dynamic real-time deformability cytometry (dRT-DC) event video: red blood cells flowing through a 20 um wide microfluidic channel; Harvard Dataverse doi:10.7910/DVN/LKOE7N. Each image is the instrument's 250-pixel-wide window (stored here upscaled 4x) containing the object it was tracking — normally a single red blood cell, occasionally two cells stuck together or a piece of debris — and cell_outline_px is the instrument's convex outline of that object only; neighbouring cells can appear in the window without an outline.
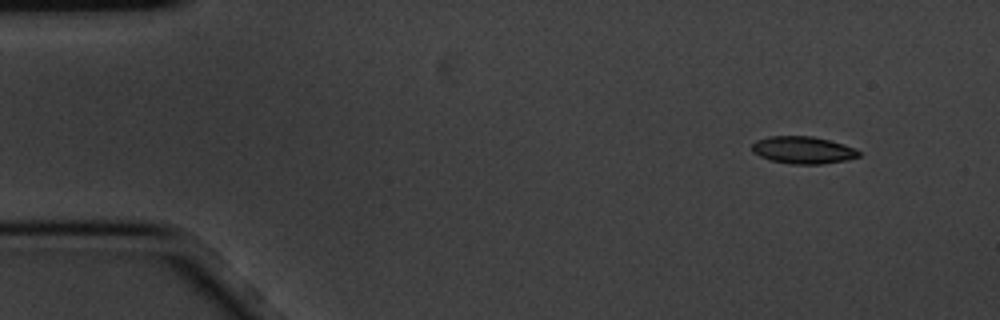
{"species": "common noctule bat (a hibernating species)", "species_latin": "Nyctalus noctula", "temperature_condition": "cold", "stored_images_in_passage": 5, "camera_frame_rate_fps": 3000, "um_per_image_px": 0.085, "animal": {"sex": "male", "body_mass_g": 20.1, "forearm_length_mm": 53.5}, "frame": {"image": 1, "passage_image": 1, "time_ms": 0.0, "image_size_px": [1000, 320], "cell_outline_px": [[860, 156], [848, 160], [820, 164], [792, 164], [772, 160], [760, 156], [752, 152], [752, 144], [756, 140], [768, 136], [812, 136], [844, 144], [856, 148], [860, 152]], "centroid_in_image_um": [68.27, 12.75], "position_along_channel_um": 16.7, "area_um2": 16.99}}